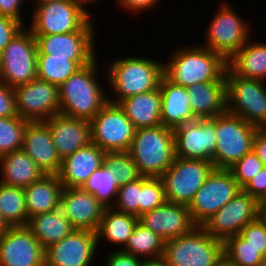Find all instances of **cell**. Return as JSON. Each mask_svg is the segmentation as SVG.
Here are the masks:
<instances>
[{
    "mask_svg": "<svg viewBox=\"0 0 266 266\" xmlns=\"http://www.w3.org/2000/svg\"><path fill=\"white\" fill-rule=\"evenodd\" d=\"M226 69L227 60L201 44L177 48L170 59L163 62V76L185 88L196 83L220 82Z\"/></svg>",
    "mask_w": 266,
    "mask_h": 266,
    "instance_id": "1",
    "label": "cell"
},
{
    "mask_svg": "<svg viewBox=\"0 0 266 266\" xmlns=\"http://www.w3.org/2000/svg\"><path fill=\"white\" fill-rule=\"evenodd\" d=\"M104 71L105 82L111 94L115 93V98L112 100L108 95V100L117 104L125 98L157 89L163 77V62L143 56H122L110 62Z\"/></svg>",
    "mask_w": 266,
    "mask_h": 266,
    "instance_id": "2",
    "label": "cell"
},
{
    "mask_svg": "<svg viewBox=\"0 0 266 266\" xmlns=\"http://www.w3.org/2000/svg\"><path fill=\"white\" fill-rule=\"evenodd\" d=\"M97 58L59 86L60 114L90 121L109 101L105 86L98 83Z\"/></svg>",
    "mask_w": 266,
    "mask_h": 266,
    "instance_id": "3",
    "label": "cell"
},
{
    "mask_svg": "<svg viewBox=\"0 0 266 266\" xmlns=\"http://www.w3.org/2000/svg\"><path fill=\"white\" fill-rule=\"evenodd\" d=\"M128 152L141 176L160 178L176 157L173 129L164 125L136 129Z\"/></svg>",
    "mask_w": 266,
    "mask_h": 266,
    "instance_id": "4",
    "label": "cell"
},
{
    "mask_svg": "<svg viewBox=\"0 0 266 266\" xmlns=\"http://www.w3.org/2000/svg\"><path fill=\"white\" fill-rule=\"evenodd\" d=\"M33 8V16L27 26L33 35L95 32L97 28L92 14L75 0H55Z\"/></svg>",
    "mask_w": 266,
    "mask_h": 266,
    "instance_id": "5",
    "label": "cell"
},
{
    "mask_svg": "<svg viewBox=\"0 0 266 266\" xmlns=\"http://www.w3.org/2000/svg\"><path fill=\"white\" fill-rule=\"evenodd\" d=\"M163 257L169 266H217L223 259V242L202 226L164 243Z\"/></svg>",
    "mask_w": 266,
    "mask_h": 266,
    "instance_id": "6",
    "label": "cell"
},
{
    "mask_svg": "<svg viewBox=\"0 0 266 266\" xmlns=\"http://www.w3.org/2000/svg\"><path fill=\"white\" fill-rule=\"evenodd\" d=\"M258 129L228 111L217 115L216 147L212 160L214 168L229 169L245 154L251 152Z\"/></svg>",
    "mask_w": 266,
    "mask_h": 266,
    "instance_id": "7",
    "label": "cell"
},
{
    "mask_svg": "<svg viewBox=\"0 0 266 266\" xmlns=\"http://www.w3.org/2000/svg\"><path fill=\"white\" fill-rule=\"evenodd\" d=\"M226 78V111L247 123L266 128V81L236 76L228 67Z\"/></svg>",
    "mask_w": 266,
    "mask_h": 266,
    "instance_id": "8",
    "label": "cell"
},
{
    "mask_svg": "<svg viewBox=\"0 0 266 266\" xmlns=\"http://www.w3.org/2000/svg\"><path fill=\"white\" fill-rule=\"evenodd\" d=\"M37 53L36 38L23 27L0 54V80L15 88L36 79Z\"/></svg>",
    "mask_w": 266,
    "mask_h": 266,
    "instance_id": "9",
    "label": "cell"
},
{
    "mask_svg": "<svg viewBox=\"0 0 266 266\" xmlns=\"http://www.w3.org/2000/svg\"><path fill=\"white\" fill-rule=\"evenodd\" d=\"M231 6L229 3H222V6H219L206 30L205 45H202L219 53L227 61L252 36L250 23L237 14L238 12Z\"/></svg>",
    "mask_w": 266,
    "mask_h": 266,
    "instance_id": "10",
    "label": "cell"
},
{
    "mask_svg": "<svg viewBox=\"0 0 266 266\" xmlns=\"http://www.w3.org/2000/svg\"><path fill=\"white\" fill-rule=\"evenodd\" d=\"M213 169L210 161L175 157L174 162L160 177L166 201L189 206Z\"/></svg>",
    "mask_w": 266,
    "mask_h": 266,
    "instance_id": "11",
    "label": "cell"
},
{
    "mask_svg": "<svg viewBox=\"0 0 266 266\" xmlns=\"http://www.w3.org/2000/svg\"><path fill=\"white\" fill-rule=\"evenodd\" d=\"M242 190L229 169H213L188 206L197 226H203Z\"/></svg>",
    "mask_w": 266,
    "mask_h": 266,
    "instance_id": "12",
    "label": "cell"
},
{
    "mask_svg": "<svg viewBox=\"0 0 266 266\" xmlns=\"http://www.w3.org/2000/svg\"><path fill=\"white\" fill-rule=\"evenodd\" d=\"M91 140L104 152L129 151L135 127L118 104H107L90 120Z\"/></svg>",
    "mask_w": 266,
    "mask_h": 266,
    "instance_id": "13",
    "label": "cell"
},
{
    "mask_svg": "<svg viewBox=\"0 0 266 266\" xmlns=\"http://www.w3.org/2000/svg\"><path fill=\"white\" fill-rule=\"evenodd\" d=\"M260 216L258 199L241 190L202 227L210 236L224 242Z\"/></svg>",
    "mask_w": 266,
    "mask_h": 266,
    "instance_id": "14",
    "label": "cell"
},
{
    "mask_svg": "<svg viewBox=\"0 0 266 266\" xmlns=\"http://www.w3.org/2000/svg\"><path fill=\"white\" fill-rule=\"evenodd\" d=\"M18 116L45 121L60 114L59 87L38 78L13 88Z\"/></svg>",
    "mask_w": 266,
    "mask_h": 266,
    "instance_id": "15",
    "label": "cell"
},
{
    "mask_svg": "<svg viewBox=\"0 0 266 266\" xmlns=\"http://www.w3.org/2000/svg\"><path fill=\"white\" fill-rule=\"evenodd\" d=\"M173 132L176 157L212 162L216 147V116L184 123Z\"/></svg>",
    "mask_w": 266,
    "mask_h": 266,
    "instance_id": "16",
    "label": "cell"
},
{
    "mask_svg": "<svg viewBox=\"0 0 266 266\" xmlns=\"http://www.w3.org/2000/svg\"><path fill=\"white\" fill-rule=\"evenodd\" d=\"M0 266H45V249L27 226H9L0 236Z\"/></svg>",
    "mask_w": 266,
    "mask_h": 266,
    "instance_id": "17",
    "label": "cell"
},
{
    "mask_svg": "<svg viewBox=\"0 0 266 266\" xmlns=\"http://www.w3.org/2000/svg\"><path fill=\"white\" fill-rule=\"evenodd\" d=\"M97 250L96 232L74 230L45 249V266H90Z\"/></svg>",
    "mask_w": 266,
    "mask_h": 266,
    "instance_id": "18",
    "label": "cell"
},
{
    "mask_svg": "<svg viewBox=\"0 0 266 266\" xmlns=\"http://www.w3.org/2000/svg\"><path fill=\"white\" fill-rule=\"evenodd\" d=\"M139 223L164 241L183 236L197 226L188 206L169 201L139 216Z\"/></svg>",
    "mask_w": 266,
    "mask_h": 266,
    "instance_id": "19",
    "label": "cell"
},
{
    "mask_svg": "<svg viewBox=\"0 0 266 266\" xmlns=\"http://www.w3.org/2000/svg\"><path fill=\"white\" fill-rule=\"evenodd\" d=\"M105 208L93 194L81 187L62 189L60 209L75 230L96 232Z\"/></svg>",
    "mask_w": 266,
    "mask_h": 266,
    "instance_id": "20",
    "label": "cell"
},
{
    "mask_svg": "<svg viewBox=\"0 0 266 266\" xmlns=\"http://www.w3.org/2000/svg\"><path fill=\"white\" fill-rule=\"evenodd\" d=\"M45 174H58L62 160L45 121H28L21 148Z\"/></svg>",
    "mask_w": 266,
    "mask_h": 266,
    "instance_id": "21",
    "label": "cell"
},
{
    "mask_svg": "<svg viewBox=\"0 0 266 266\" xmlns=\"http://www.w3.org/2000/svg\"><path fill=\"white\" fill-rule=\"evenodd\" d=\"M37 54L60 58H96L95 32H72L52 35H33Z\"/></svg>",
    "mask_w": 266,
    "mask_h": 266,
    "instance_id": "22",
    "label": "cell"
},
{
    "mask_svg": "<svg viewBox=\"0 0 266 266\" xmlns=\"http://www.w3.org/2000/svg\"><path fill=\"white\" fill-rule=\"evenodd\" d=\"M61 160L92 143L90 121L62 114L45 120Z\"/></svg>",
    "mask_w": 266,
    "mask_h": 266,
    "instance_id": "23",
    "label": "cell"
},
{
    "mask_svg": "<svg viewBox=\"0 0 266 266\" xmlns=\"http://www.w3.org/2000/svg\"><path fill=\"white\" fill-rule=\"evenodd\" d=\"M104 154L97 145L90 143L65 157L57 174L63 188L82 187L89 176L103 165Z\"/></svg>",
    "mask_w": 266,
    "mask_h": 266,
    "instance_id": "24",
    "label": "cell"
},
{
    "mask_svg": "<svg viewBox=\"0 0 266 266\" xmlns=\"http://www.w3.org/2000/svg\"><path fill=\"white\" fill-rule=\"evenodd\" d=\"M161 93V123L175 129L187 122L197 120L191 111L187 88L175 85L164 76L159 82Z\"/></svg>",
    "mask_w": 266,
    "mask_h": 266,
    "instance_id": "25",
    "label": "cell"
},
{
    "mask_svg": "<svg viewBox=\"0 0 266 266\" xmlns=\"http://www.w3.org/2000/svg\"><path fill=\"white\" fill-rule=\"evenodd\" d=\"M191 111L197 119L213 118L226 111V78L196 83L187 88Z\"/></svg>",
    "mask_w": 266,
    "mask_h": 266,
    "instance_id": "26",
    "label": "cell"
},
{
    "mask_svg": "<svg viewBox=\"0 0 266 266\" xmlns=\"http://www.w3.org/2000/svg\"><path fill=\"white\" fill-rule=\"evenodd\" d=\"M63 186L56 174H45L24 188L28 218L60 208Z\"/></svg>",
    "mask_w": 266,
    "mask_h": 266,
    "instance_id": "27",
    "label": "cell"
},
{
    "mask_svg": "<svg viewBox=\"0 0 266 266\" xmlns=\"http://www.w3.org/2000/svg\"><path fill=\"white\" fill-rule=\"evenodd\" d=\"M133 123L135 129L151 128L161 123V93L159 87L140 93L117 103Z\"/></svg>",
    "mask_w": 266,
    "mask_h": 266,
    "instance_id": "28",
    "label": "cell"
},
{
    "mask_svg": "<svg viewBox=\"0 0 266 266\" xmlns=\"http://www.w3.org/2000/svg\"><path fill=\"white\" fill-rule=\"evenodd\" d=\"M0 183L25 188L45 173L22 149L0 157Z\"/></svg>",
    "mask_w": 266,
    "mask_h": 266,
    "instance_id": "29",
    "label": "cell"
},
{
    "mask_svg": "<svg viewBox=\"0 0 266 266\" xmlns=\"http://www.w3.org/2000/svg\"><path fill=\"white\" fill-rule=\"evenodd\" d=\"M227 67L241 78L266 81V43L249 39L227 61Z\"/></svg>",
    "mask_w": 266,
    "mask_h": 266,
    "instance_id": "30",
    "label": "cell"
},
{
    "mask_svg": "<svg viewBox=\"0 0 266 266\" xmlns=\"http://www.w3.org/2000/svg\"><path fill=\"white\" fill-rule=\"evenodd\" d=\"M138 222L139 217L135 215L106 207L96 231L98 248H100V241L104 239V242L116 245V250H122ZM118 245L121 248H118Z\"/></svg>",
    "mask_w": 266,
    "mask_h": 266,
    "instance_id": "31",
    "label": "cell"
},
{
    "mask_svg": "<svg viewBox=\"0 0 266 266\" xmlns=\"http://www.w3.org/2000/svg\"><path fill=\"white\" fill-rule=\"evenodd\" d=\"M26 226L44 249L62 241L75 230L60 208L30 217Z\"/></svg>",
    "mask_w": 266,
    "mask_h": 266,
    "instance_id": "32",
    "label": "cell"
},
{
    "mask_svg": "<svg viewBox=\"0 0 266 266\" xmlns=\"http://www.w3.org/2000/svg\"><path fill=\"white\" fill-rule=\"evenodd\" d=\"M95 58H60L50 54H37V78L60 86L79 68Z\"/></svg>",
    "mask_w": 266,
    "mask_h": 266,
    "instance_id": "33",
    "label": "cell"
},
{
    "mask_svg": "<svg viewBox=\"0 0 266 266\" xmlns=\"http://www.w3.org/2000/svg\"><path fill=\"white\" fill-rule=\"evenodd\" d=\"M0 216L8 227L27 225L24 188L0 183Z\"/></svg>",
    "mask_w": 266,
    "mask_h": 266,
    "instance_id": "34",
    "label": "cell"
},
{
    "mask_svg": "<svg viewBox=\"0 0 266 266\" xmlns=\"http://www.w3.org/2000/svg\"><path fill=\"white\" fill-rule=\"evenodd\" d=\"M164 243L157 234L138 222L122 251L141 259L157 258L163 256Z\"/></svg>",
    "mask_w": 266,
    "mask_h": 266,
    "instance_id": "35",
    "label": "cell"
},
{
    "mask_svg": "<svg viewBox=\"0 0 266 266\" xmlns=\"http://www.w3.org/2000/svg\"><path fill=\"white\" fill-rule=\"evenodd\" d=\"M118 179L103 164L82 185V189L94 195L105 207H112L119 189Z\"/></svg>",
    "mask_w": 266,
    "mask_h": 266,
    "instance_id": "36",
    "label": "cell"
},
{
    "mask_svg": "<svg viewBox=\"0 0 266 266\" xmlns=\"http://www.w3.org/2000/svg\"><path fill=\"white\" fill-rule=\"evenodd\" d=\"M224 259L234 266H265L266 259L238 234L223 242Z\"/></svg>",
    "mask_w": 266,
    "mask_h": 266,
    "instance_id": "37",
    "label": "cell"
},
{
    "mask_svg": "<svg viewBox=\"0 0 266 266\" xmlns=\"http://www.w3.org/2000/svg\"><path fill=\"white\" fill-rule=\"evenodd\" d=\"M27 124L20 116L0 117V157L22 148Z\"/></svg>",
    "mask_w": 266,
    "mask_h": 266,
    "instance_id": "38",
    "label": "cell"
},
{
    "mask_svg": "<svg viewBox=\"0 0 266 266\" xmlns=\"http://www.w3.org/2000/svg\"><path fill=\"white\" fill-rule=\"evenodd\" d=\"M103 164L114 173L118 179V185H126L141 177L137 165L127 152H105Z\"/></svg>",
    "mask_w": 266,
    "mask_h": 266,
    "instance_id": "39",
    "label": "cell"
},
{
    "mask_svg": "<svg viewBox=\"0 0 266 266\" xmlns=\"http://www.w3.org/2000/svg\"><path fill=\"white\" fill-rule=\"evenodd\" d=\"M166 201L161 178L141 176L140 216L159 207Z\"/></svg>",
    "mask_w": 266,
    "mask_h": 266,
    "instance_id": "40",
    "label": "cell"
},
{
    "mask_svg": "<svg viewBox=\"0 0 266 266\" xmlns=\"http://www.w3.org/2000/svg\"><path fill=\"white\" fill-rule=\"evenodd\" d=\"M141 177L119 187L112 208L117 211L140 216Z\"/></svg>",
    "mask_w": 266,
    "mask_h": 266,
    "instance_id": "41",
    "label": "cell"
},
{
    "mask_svg": "<svg viewBox=\"0 0 266 266\" xmlns=\"http://www.w3.org/2000/svg\"><path fill=\"white\" fill-rule=\"evenodd\" d=\"M263 167V162L252 150L232 165L229 170L232 172L238 185L243 188Z\"/></svg>",
    "mask_w": 266,
    "mask_h": 266,
    "instance_id": "42",
    "label": "cell"
},
{
    "mask_svg": "<svg viewBox=\"0 0 266 266\" xmlns=\"http://www.w3.org/2000/svg\"><path fill=\"white\" fill-rule=\"evenodd\" d=\"M239 235L266 259V216L248 223Z\"/></svg>",
    "mask_w": 266,
    "mask_h": 266,
    "instance_id": "43",
    "label": "cell"
},
{
    "mask_svg": "<svg viewBox=\"0 0 266 266\" xmlns=\"http://www.w3.org/2000/svg\"><path fill=\"white\" fill-rule=\"evenodd\" d=\"M25 26L13 18L0 15V54L15 35Z\"/></svg>",
    "mask_w": 266,
    "mask_h": 266,
    "instance_id": "44",
    "label": "cell"
},
{
    "mask_svg": "<svg viewBox=\"0 0 266 266\" xmlns=\"http://www.w3.org/2000/svg\"><path fill=\"white\" fill-rule=\"evenodd\" d=\"M18 116L13 88L0 80V117Z\"/></svg>",
    "mask_w": 266,
    "mask_h": 266,
    "instance_id": "45",
    "label": "cell"
},
{
    "mask_svg": "<svg viewBox=\"0 0 266 266\" xmlns=\"http://www.w3.org/2000/svg\"><path fill=\"white\" fill-rule=\"evenodd\" d=\"M115 250V251H114ZM111 250L106 255L104 266H141L142 260L130 253L124 252L122 250Z\"/></svg>",
    "mask_w": 266,
    "mask_h": 266,
    "instance_id": "46",
    "label": "cell"
},
{
    "mask_svg": "<svg viewBox=\"0 0 266 266\" xmlns=\"http://www.w3.org/2000/svg\"><path fill=\"white\" fill-rule=\"evenodd\" d=\"M242 190L259 199L266 191V166H264L252 179H250Z\"/></svg>",
    "mask_w": 266,
    "mask_h": 266,
    "instance_id": "47",
    "label": "cell"
},
{
    "mask_svg": "<svg viewBox=\"0 0 266 266\" xmlns=\"http://www.w3.org/2000/svg\"><path fill=\"white\" fill-rule=\"evenodd\" d=\"M23 1L25 0H0V15L13 18L24 25L27 21L23 20Z\"/></svg>",
    "mask_w": 266,
    "mask_h": 266,
    "instance_id": "48",
    "label": "cell"
},
{
    "mask_svg": "<svg viewBox=\"0 0 266 266\" xmlns=\"http://www.w3.org/2000/svg\"><path fill=\"white\" fill-rule=\"evenodd\" d=\"M119 4V8H123L125 11L131 13H143L142 11L154 8L158 4L159 0H116Z\"/></svg>",
    "mask_w": 266,
    "mask_h": 266,
    "instance_id": "49",
    "label": "cell"
},
{
    "mask_svg": "<svg viewBox=\"0 0 266 266\" xmlns=\"http://www.w3.org/2000/svg\"><path fill=\"white\" fill-rule=\"evenodd\" d=\"M252 150L266 166V128L258 129L253 140Z\"/></svg>",
    "mask_w": 266,
    "mask_h": 266,
    "instance_id": "50",
    "label": "cell"
},
{
    "mask_svg": "<svg viewBox=\"0 0 266 266\" xmlns=\"http://www.w3.org/2000/svg\"><path fill=\"white\" fill-rule=\"evenodd\" d=\"M141 266H169L166 259L161 256L157 258L143 259Z\"/></svg>",
    "mask_w": 266,
    "mask_h": 266,
    "instance_id": "51",
    "label": "cell"
},
{
    "mask_svg": "<svg viewBox=\"0 0 266 266\" xmlns=\"http://www.w3.org/2000/svg\"><path fill=\"white\" fill-rule=\"evenodd\" d=\"M258 207L261 216H266V191L258 199Z\"/></svg>",
    "mask_w": 266,
    "mask_h": 266,
    "instance_id": "52",
    "label": "cell"
},
{
    "mask_svg": "<svg viewBox=\"0 0 266 266\" xmlns=\"http://www.w3.org/2000/svg\"><path fill=\"white\" fill-rule=\"evenodd\" d=\"M7 228V224L2 220L0 216V236L6 231Z\"/></svg>",
    "mask_w": 266,
    "mask_h": 266,
    "instance_id": "53",
    "label": "cell"
},
{
    "mask_svg": "<svg viewBox=\"0 0 266 266\" xmlns=\"http://www.w3.org/2000/svg\"><path fill=\"white\" fill-rule=\"evenodd\" d=\"M80 2L82 5L86 7V4L88 5L90 2H96L97 0H75Z\"/></svg>",
    "mask_w": 266,
    "mask_h": 266,
    "instance_id": "54",
    "label": "cell"
},
{
    "mask_svg": "<svg viewBox=\"0 0 266 266\" xmlns=\"http://www.w3.org/2000/svg\"><path fill=\"white\" fill-rule=\"evenodd\" d=\"M33 1H35L36 5H39V4H43V3H47V2H52L55 0H33Z\"/></svg>",
    "mask_w": 266,
    "mask_h": 266,
    "instance_id": "55",
    "label": "cell"
},
{
    "mask_svg": "<svg viewBox=\"0 0 266 266\" xmlns=\"http://www.w3.org/2000/svg\"><path fill=\"white\" fill-rule=\"evenodd\" d=\"M217 266H234L223 259Z\"/></svg>",
    "mask_w": 266,
    "mask_h": 266,
    "instance_id": "56",
    "label": "cell"
}]
</instances>
